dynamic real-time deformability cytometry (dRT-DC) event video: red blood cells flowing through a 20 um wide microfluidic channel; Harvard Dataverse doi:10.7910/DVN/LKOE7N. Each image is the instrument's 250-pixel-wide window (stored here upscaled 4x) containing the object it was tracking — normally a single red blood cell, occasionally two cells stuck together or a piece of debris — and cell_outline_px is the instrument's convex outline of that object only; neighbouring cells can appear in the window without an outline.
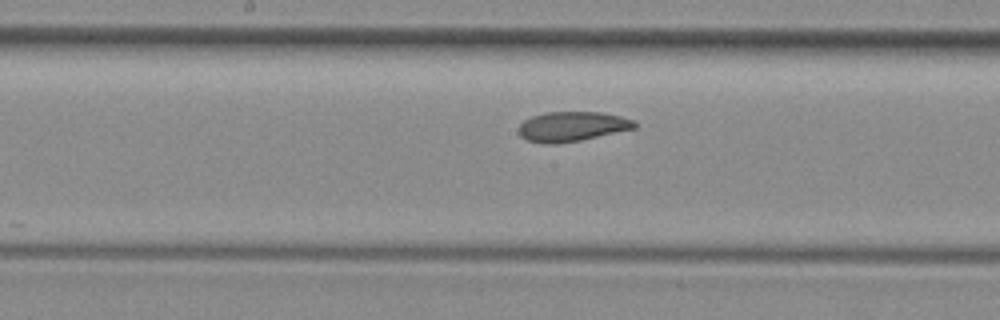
{"species": "common noctule bat (a hibernating species)", "species_latin": "Nyctalus noctula", "temperature_condition": "room temperature", "stored_images_in_passage": 8, "camera_frame_rate_fps": 3000, "um_per_image_px": 0.085, "animal": {"sex": "female", "body_mass_g": 29.2, "forearm_length_mm": 56.3}, "frame": {"image": 1, "passage_image": 8, "time_ms": 2.333, "image_size_px": [1000, 320], "cell_outline_px": [[636, 128], [580, 140], [556, 144], [548, 144], [528, 140], [520, 136], [516, 128], [524, 120], [532, 116], [544, 112], [600, 112], [620, 116], [636, 120]], "centroid_in_image_um": [48.6, 10.74], "position_along_channel_um": 199.6, "area_um2": 20.17}}